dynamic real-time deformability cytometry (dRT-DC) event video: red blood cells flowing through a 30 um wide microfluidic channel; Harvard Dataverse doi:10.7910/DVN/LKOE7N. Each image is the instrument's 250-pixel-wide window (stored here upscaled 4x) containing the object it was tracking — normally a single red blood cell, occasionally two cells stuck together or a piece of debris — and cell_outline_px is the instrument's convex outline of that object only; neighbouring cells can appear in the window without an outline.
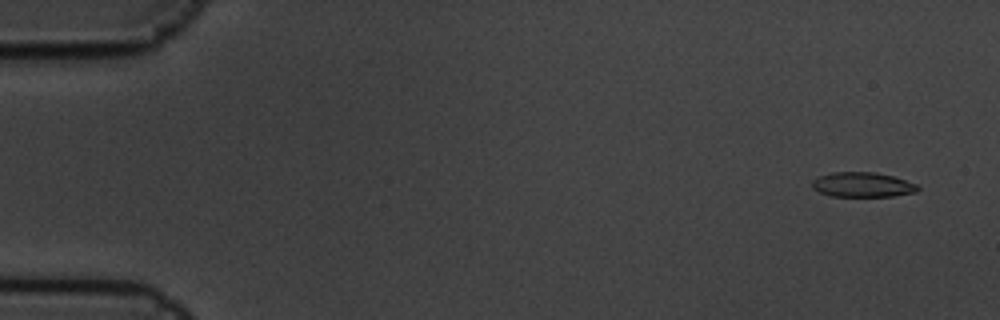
{"species": "common noctule bat (a hibernating species)", "species_latin": "Nyctalus noctula", "temperature_condition": "cold", "stored_images_in_passage": 5, "camera_frame_rate_fps": 3000, "um_per_image_px": 0.085, "animal": {"sex": "male", "body_mass_g": 19.5, "forearm_length_mm": 54.6}, "frame": {"image": 1, "passage_image": 1, "time_ms": 0.0, "image_size_px": [1000, 320], "cell_outline_px": [[920, 188], [916, 192], [892, 196], [832, 196], [820, 192], [812, 188], [812, 180], [820, 176], [832, 172], [876, 172], [892, 176], [916, 184]], "centroid_in_image_um": [73.3, 15.7], "position_along_channel_um": 11.7, "area_um2": 15.14}}
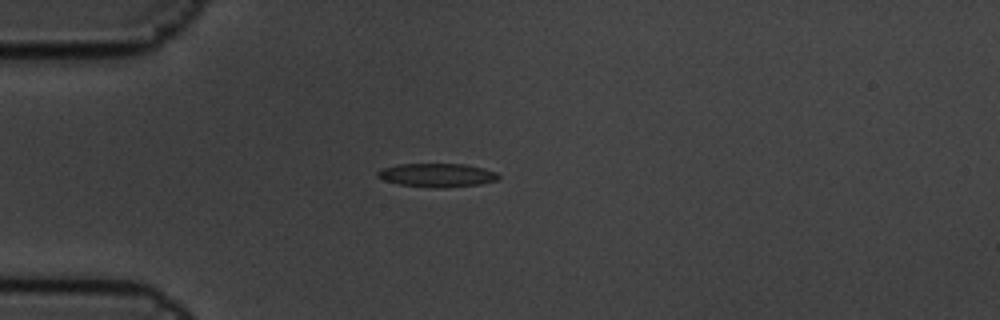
{"frame": {"image": 2, "passage_image": 5, "time_ms": 1.333, "image_size_px": [1000, 320], "cell_outline_px": [[500, 176], [496, 180], [480, 184], [436, 188], [400, 184], [384, 180], [376, 176], [376, 172], [380, 168], [396, 164], [464, 164], [484, 168], [496, 172]], "centroid_in_image_um": [37.11, 14.87], "position_along_channel_um": 47.9, "area_um2": 16.59}}